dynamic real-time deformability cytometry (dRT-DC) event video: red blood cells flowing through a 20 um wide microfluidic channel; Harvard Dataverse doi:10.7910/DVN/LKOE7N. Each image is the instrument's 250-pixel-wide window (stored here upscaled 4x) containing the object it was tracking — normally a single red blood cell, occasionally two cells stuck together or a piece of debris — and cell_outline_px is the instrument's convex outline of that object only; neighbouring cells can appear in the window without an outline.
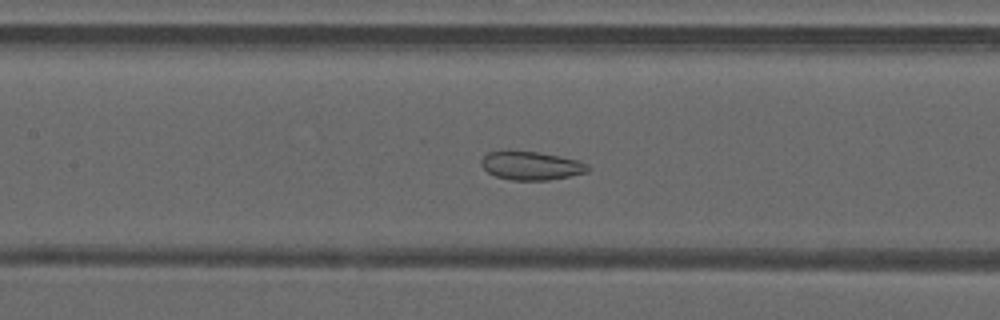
{"species": "common noctule bat (a hibernating species)", "species_latin": "Nyctalus noctula", "temperature_condition": "warm", "stored_images_in_passage": 37, "camera_frame_rate_fps": 3000, "um_per_image_px": 0.085, "animal": {"sex": "male", "forearm_length_mm": 52.5}, "frame": {"image": 1, "passage_image": 11, "time_ms": 3.333, "image_size_px": [1000, 320], "cell_outline_px": [[588, 172], [548, 180], [512, 180], [496, 176], [488, 172], [480, 164], [480, 160], [488, 152], [536, 152], [560, 156], [580, 160], [588, 164]], "centroid_in_image_um": [45.17, 14.09], "position_along_channel_um": 162.2, "area_um2": 17.4}}
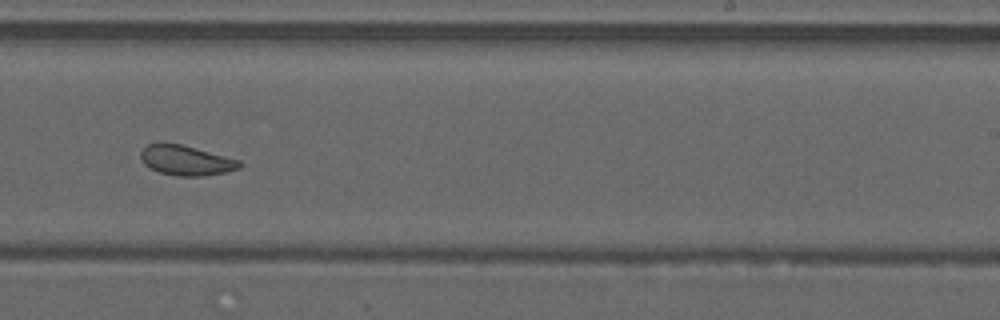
{"frame": {"image": 2, "passage_image": 19, "time_ms": 6.0, "image_size_px": [1000, 320], "cell_outline_px": [[244, 164], [240, 168], [224, 172], [204, 176], [176, 176], [160, 172], [144, 164], [140, 156], [140, 152], [148, 144], [180, 144], [240, 160]], "centroid_in_image_um": [15.85, 13.65], "position_along_channel_um": 273.2, "area_um2": 16.94}}
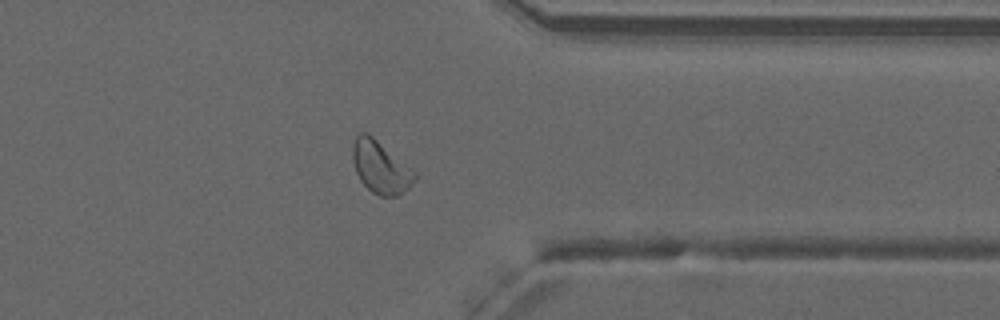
{"frame": {"image": 3, "passage_image": 27, "time_ms": 8.667, "image_size_px": [1000, 320], "cell_outline_px": [[416, 180], [408, 188], [396, 196], [380, 196], [372, 192], [360, 180], [356, 172], [352, 160], [352, 144], [356, 132], [368, 132], [416, 172]], "centroid_in_image_um": [32.31, 14.18], "position_along_channel_um": 379.1, "area_um2": 19.02}, "authors_computed_cell_mechanics": {"area_um2": 18.8428, "velocity_mm_per_s": 4.193, "shape_relaxation_time_tau1_ms": null, "shape_relaxation_time_tau2_ms": 1.6893, "deformation_change_tau1": null, "deformation_change_tau2": 0.082}}